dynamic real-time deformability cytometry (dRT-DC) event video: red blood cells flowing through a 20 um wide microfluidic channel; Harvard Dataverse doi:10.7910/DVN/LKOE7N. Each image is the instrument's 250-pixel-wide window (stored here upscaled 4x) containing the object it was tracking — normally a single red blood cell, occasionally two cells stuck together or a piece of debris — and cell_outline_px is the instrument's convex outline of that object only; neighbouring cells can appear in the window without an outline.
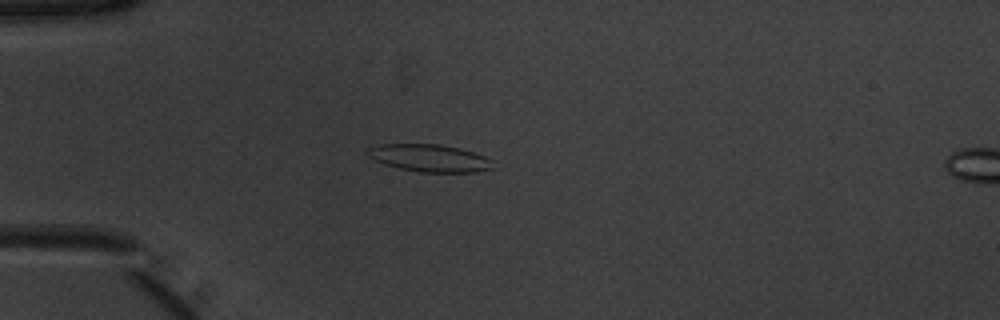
{"species": "common noctule bat (a hibernating species)", "species_latin": "Nyctalus noctula", "temperature_condition": "warm", "stored_images_in_passage": 52, "camera_frame_rate_fps": 3000, "um_per_image_px": 0.085, "animal": {"sex": "male", "body_mass_g": 20.1, "forearm_length_mm": 53.5}, "frame": {"image": 1, "passage_image": 15, "time_ms": 4.667, "image_size_px": [1000, 320], "cell_outline_px": [[492, 168], [476, 172], [420, 172], [400, 168], [384, 164], [368, 156], [368, 148], [376, 144], [440, 144], [460, 148], [484, 156], [492, 160]], "centroid_in_image_um": [36.5, 13.43], "position_along_channel_um": 48.5, "area_um2": 19.88}}
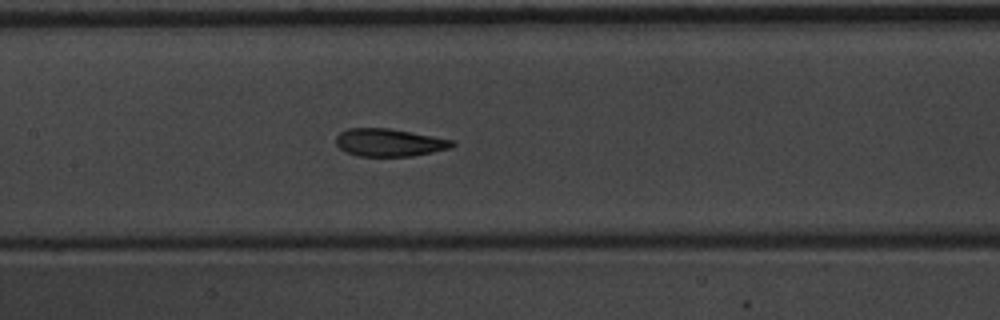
{"frame": {"image": 2, "passage_image": 26, "time_ms": 8.333, "image_size_px": [1000, 320], "cell_outline_px": [[456, 144], [452, 148], [412, 156], [356, 156], [340, 148], [336, 144], [336, 136], [340, 132], [348, 128], [388, 128], [412, 132], [452, 140]], "centroid_in_image_um": [33.08, 12.11], "position_along_channel_um": 174.3, "area_um2": 18.73}}
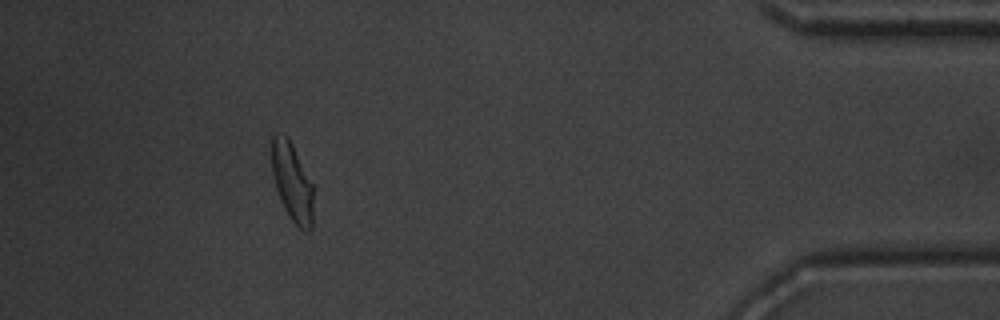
{"frame": {"image": 3, "passage_image": 48, "time_ms": 15.667, "image_size_px": [1000, 320], "cell_outline_px": [[316, 188], [312, 228], [308, 232], [304, 232], [288, 216], [284, 208], [276, 188], [272, 172], [272, 136], [276, 132], [284, 132], [288, 136]], "centroid_in_image_um": [24.89, 15.49], "position_along_channel_um": 410.3, "area_um2": 19.88}, "authors_computed_cell_mechanics": {"area_um2": 19.7965, "velocity_mm_per_s": 3.9129, "shape_relaxation_time_tau1_ms": 3.3486, "shape_relaxation_time_tau2_ms": 1.8089, "deformation_change_tau1": 0.152, "deformation_change_tau2": 0.0908}}